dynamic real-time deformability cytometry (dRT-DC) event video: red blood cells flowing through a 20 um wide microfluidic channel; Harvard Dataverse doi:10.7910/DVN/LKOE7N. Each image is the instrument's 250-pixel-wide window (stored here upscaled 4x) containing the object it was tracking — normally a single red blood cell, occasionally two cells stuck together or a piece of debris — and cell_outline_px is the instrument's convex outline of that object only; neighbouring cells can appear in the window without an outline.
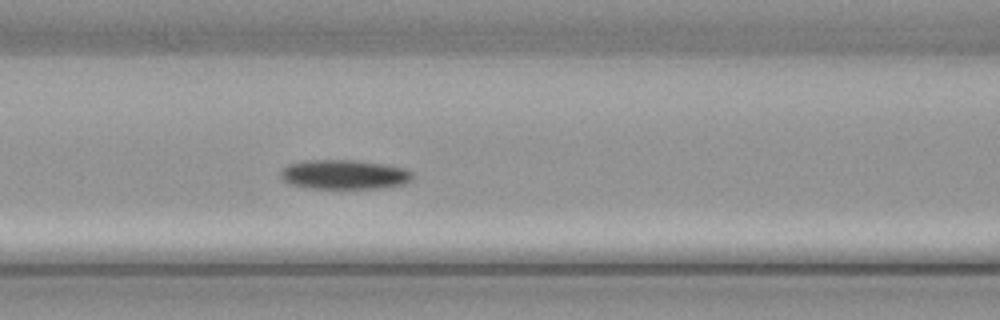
{"species": "common noctule bat (a hibernating species)", "species_latin": "Nyctalus noctula", "temperature_condition": "cold", "stored_images_in_passage": 49, "camera_frame_rate_fps": 3000, "um_per_image_px": 0.085, "animal": {"sex": "male", "body_mass_g": 21.5, "forearm_length_mm": 52.0}, "frame": {"image": 1, "passage_image": 20, "time_ms": 6.333, "image_size_px": [1000, 320], "cell_outline_px": [[412, 176], [404, 184], [376, 188], [308, 188], [288, 184], [280, 176], [280, 172], [288, 164], [304, 160], [356, 160], [404, 168], [412, 172]], "centroid_in_image_um": [29.19, 14.83], "position_along_channel_um": 137.4, "area_um2": 22.43}}
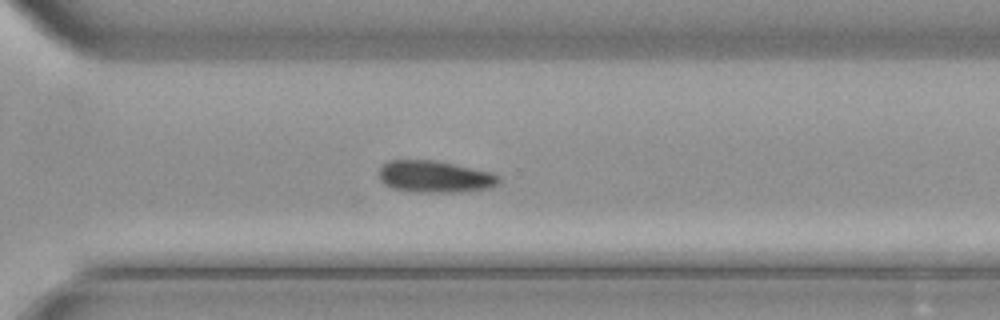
{"frame": {"image": 2, "passage_image": 34, "time_ms": 11.0, "image_size_px": [1000, 320], "cell_outline_px": [[500, 184], [492, 188], [460, 192], [420, 192], [392, 188], [384, 184], [380, 180], [380, 168], [388, 160], [436, 160], [492, 172], [500, 176]], "centroid_in_image_um": [37.02, 15.02], "position_along_channel_um": 333.6, "area_um2": 22.43}}
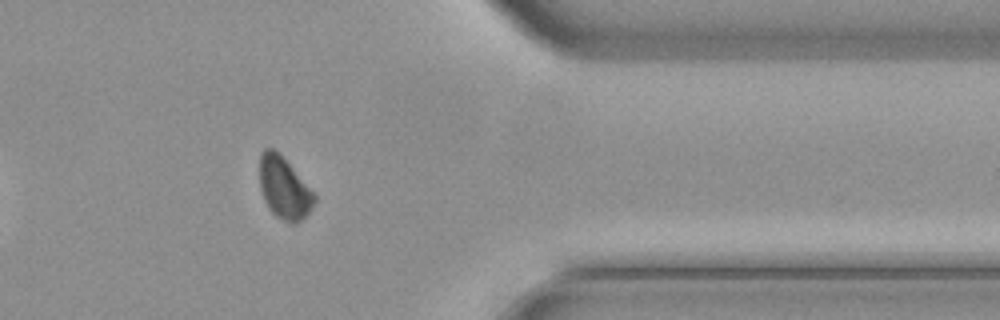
{"frame": {"image": 3, "passage_image": 39, "time_ms": 12.667, "image_size_px": [1000, 320], "cell_outline_px": [[316, 200], [312, 208], [296, 224], [292, 224], [276, 216], [268, 208], [264, 200], [260, 188], [260, 156], [264, 148], [272, 148], [316, 192]], "centroid_in_image_um": [24.16, 16.01], "position_along_channel_um": 387.2, "area_um2": 19.54}}